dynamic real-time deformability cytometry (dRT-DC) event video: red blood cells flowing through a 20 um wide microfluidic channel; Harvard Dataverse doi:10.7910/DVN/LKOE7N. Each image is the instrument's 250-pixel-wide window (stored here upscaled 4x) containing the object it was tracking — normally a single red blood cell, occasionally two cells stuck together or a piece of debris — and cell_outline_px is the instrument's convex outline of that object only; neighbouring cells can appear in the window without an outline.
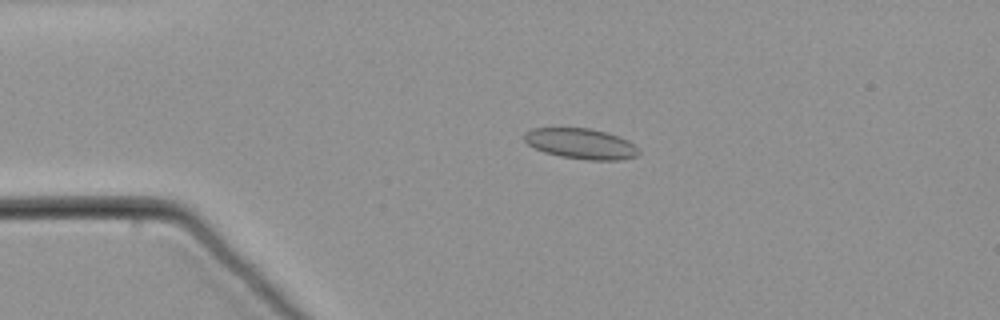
{"species": "common noctule bat (a hibernating species)", "species_latin": "Nyctalus noctula", "temperature_condition": "warm", "stored_images_in_passage": 62, "camera_frame_rate_fps": 3000, "um_per_image_px": 0.085, "animal": {"sex": "male", "body_mass_g": 21.5, "forearm_length_mm": 52.0}, "frame": {"image": 1, "passage_image": 15, "time_ms": 4.667, "image_size_px": [1000, 320], "cell_outline_px": [[640, 152], [636, 156], [620, 160], [588, 160], [560, 156], [544, 152], [528, 144], [524, 140], [524, 132], [532, 128], [588, 128], [604, 132], [628, 140]], "centroid_in_image_um": [49.34, 12.21], "position_along_channel_um": 35.7, "area_um2": 20.11}}
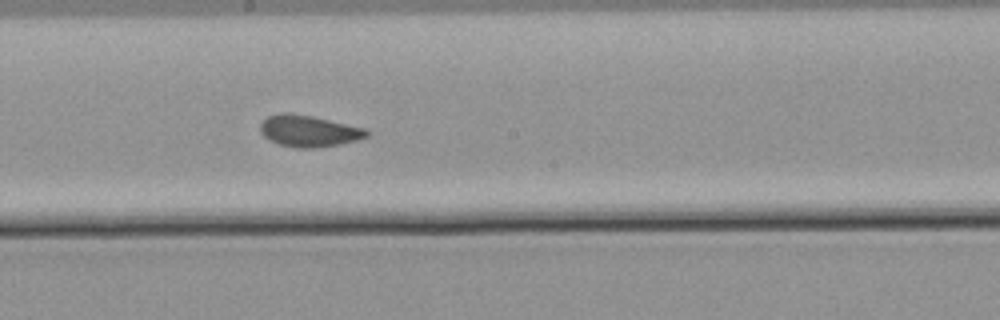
{"frame": {"image": 2, "passage_image": 35, "time_ms": 11.333, "image_size_px": [1000, 320], "cell_outline_px": [[372, 132], [368, 136], [356, 140], [340, 144], [312, 148], [296, 148], [280, 144], [268, 140], [260, 132], [260, 124], [268, 116], [280, 112], [288, 112], [312, 116], [368, 128]], "centroid_in_image_um": [26.27, 11.12], "position_along_channel_um": 221.9, "area_um2": 19.77}}
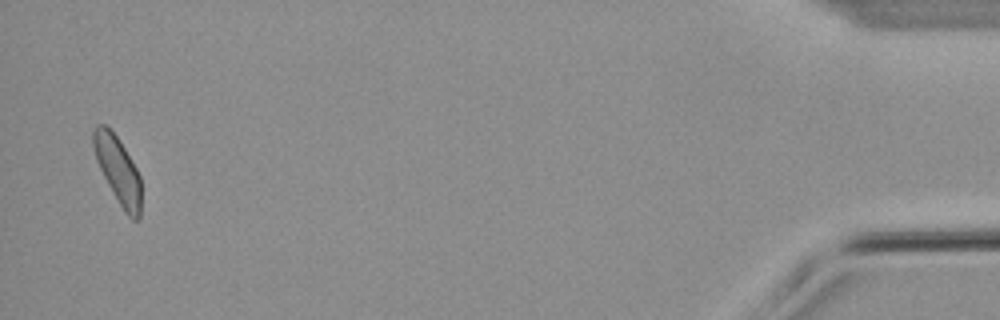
{"frame": {"image": 3, "passage_image": 61, "time_ms": 20.0, "image_size_px": [1000, 320], "cell_outline_px": [[140, 216], [136, 220], [132, 220], [124, 212], [108, 184], [96, 160], [92, 144], [92, 128], [96, 124], [104, 124], [116, 136], [124, 148], [136, 168], [140, 176]], "centroid_in_image_um": [10.0, 14.44], "position_along_channel_um": 425.2, "area_um2": 18.38}}